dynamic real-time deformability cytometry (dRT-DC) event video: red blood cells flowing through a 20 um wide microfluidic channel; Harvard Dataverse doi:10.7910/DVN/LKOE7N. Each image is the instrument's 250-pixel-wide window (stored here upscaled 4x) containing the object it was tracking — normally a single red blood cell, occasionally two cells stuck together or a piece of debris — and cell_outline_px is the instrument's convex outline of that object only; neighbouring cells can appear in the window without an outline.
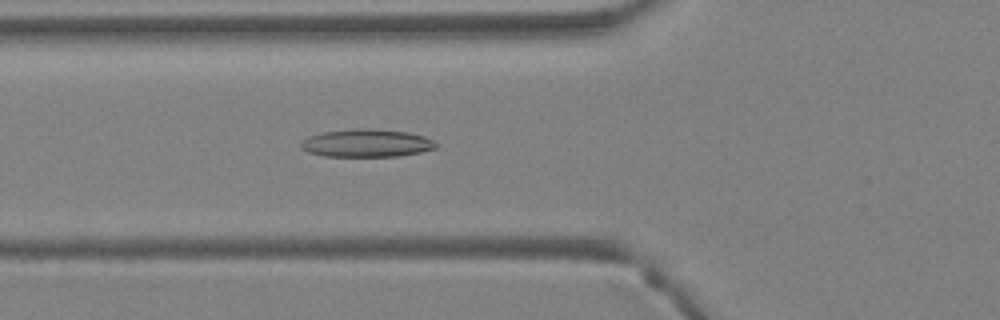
{"species": "Egyptian fruit bat (a non-hibernating species)", "species_latin": "Rousettus aegyptiacus", "temperature_condition": "warm", "stored_images_in_passage": 30, "camera_frame_rate_fps": 3000, "um_per_image_px": 0.085, "animal": {"sex": "female"}, "frame": {"image": 1, "passage_image": 5, "time_ms": 1.333, "image_size_px": [1000, 320], "cell_outline_px": [[436, 148], [420, 152], [400, 156], [324, 156], [308, 152], [300, 148], [300, 140], [308, 136], [324, 132], [360, 128], [372, 128], [408, 132], [424, 136], [432, 140], [436, 144]], "centroid_in_image_um": [31.13, 12.16], "position_along_channel_um": 94.7, "area_um2": 21.96}}
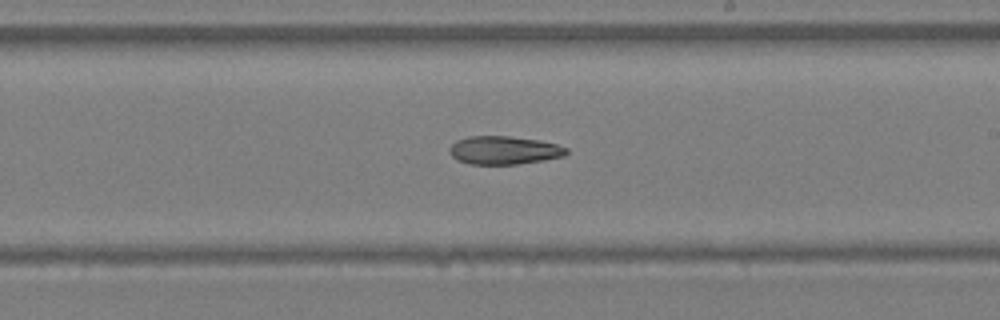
{"frame": {"image": 2, "passage_image": 14, "time_ms": 4.333, "image_size_px": [1000, 320], "cell_outline_px": [[568, 152], [564, 156], [516, 164], [468, 164], [452, 156], [448, 152], [448, 148], [456, 140], [468, 136], [508, 136], [540, 140], [556, 144], [568, 148]], "centroid_in_image_um": [42.81, 12.76], "position_along_channel_um": 246.2, "area_um2": 19.19}}
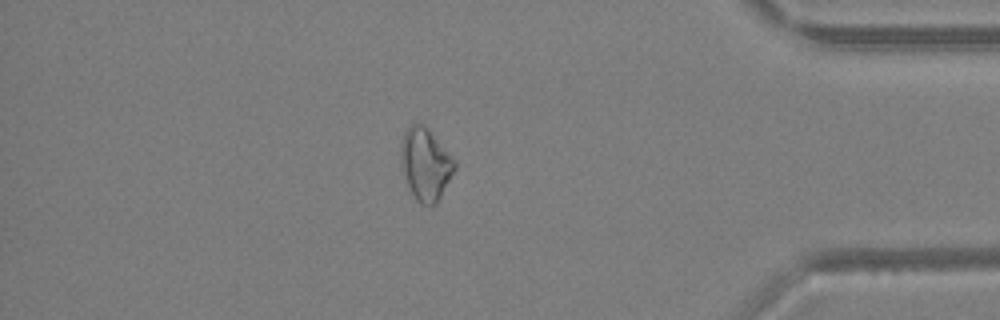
{"frame": {"image": 3, "passage_image": 25, "time_ms": 8.0, "image_size_px": [1000, 320], "cell_outline_px": [[456, 168], [436, 204], [420, 204], [412, 196], [408, 188], [404, 176], [400, 160], [400, 148], [404, 132], [412, 124], [424, 124], [428, 128], [456, 160]], "centroid_in_image_um": [36.16, 13.96], "position_along_channel_um": 399.0, "area_um2": 22.72}}